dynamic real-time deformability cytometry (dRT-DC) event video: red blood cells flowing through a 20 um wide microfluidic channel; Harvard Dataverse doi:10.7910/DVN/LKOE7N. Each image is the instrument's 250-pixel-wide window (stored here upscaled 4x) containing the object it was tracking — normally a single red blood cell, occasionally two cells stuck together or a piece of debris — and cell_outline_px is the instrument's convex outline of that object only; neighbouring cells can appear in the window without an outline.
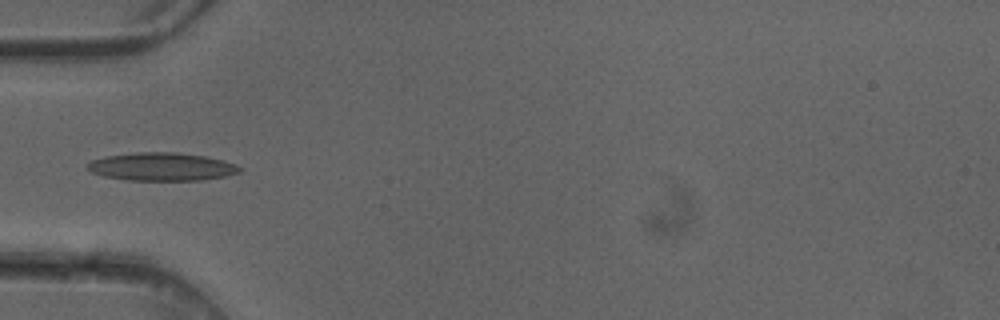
{"species": "common noctule bat (a hibernating species)", "species_latin": "Nyctalus noctula", "temperature_condition": "cold", "stored_images_in_passage": 1, "camera_frame_rate_fps": 3000, "um_per_image_px": 0.085, "animal": {"sex": "female"}, "frame": {"image": 1, "passage_image": 1, "time_ms": 0.0, "image_size_px": [1000, 320], "cell_outline_px": [[244, 168], [240, 172], [224, 176], [200, 180], [128, 180], [104, 176], [92, 172], [88, 168], [88, 164], [92, 160], [108, 156], [136, 152], [176, 152], [204, 156], [224, 160], [236, 164]], "centroid_in_image_um": [13.8, 14.17], "position_along_channel_um": 71.2, "area_um2": 24.74}}